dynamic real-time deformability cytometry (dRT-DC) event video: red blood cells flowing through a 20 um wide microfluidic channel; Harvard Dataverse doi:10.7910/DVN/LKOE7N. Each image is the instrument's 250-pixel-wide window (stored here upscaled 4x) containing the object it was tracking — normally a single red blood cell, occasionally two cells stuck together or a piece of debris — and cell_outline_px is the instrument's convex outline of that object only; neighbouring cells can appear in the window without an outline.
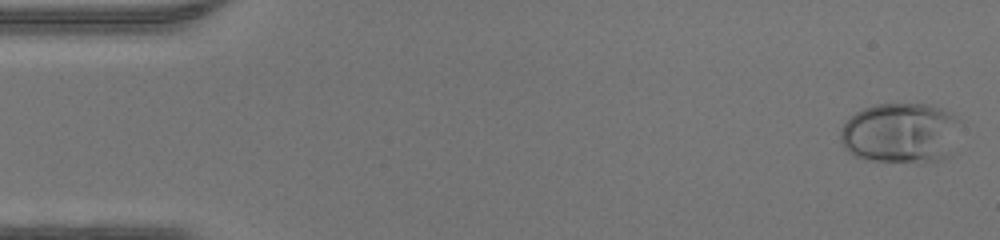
{"species": "human", "species_latin": "Homo sapiens", "temperature_condition": "warm", "stored_images_in_passage": 46, "camera_frame_rate_fps": 3000, "um_per_image_px": 0.085, "donor": {"sex": "male"}, "frame": {"image": 1, "passage_image": 1, "time_ms": 0.0, "image_size_px": [1000, 240], "cell_outline_px": [[960, 120], [952, 156], [944, 160], [920, 164], [916, 164], [868, 160], [856, 156], [844, 148], [840, 140], [840, 128], [856, 112], [864, 108], [876, 104], [928, 104], [952, 112]], "centroid_in_image_um": [76.6, 11.35], "position_along_channel_um": 8.4, "area_um2": 43.23}}
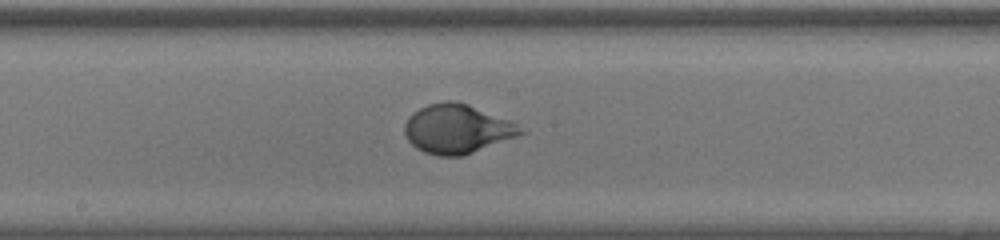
{"frame": {"image": 2, "passage_image": 24, "time_ms": 7.667, "image_size_px": [1000, 240], "cell_outline_px": [[528, 132], [472, 152], [460, 156], [440, 156], [424, 152], [416, 148], [408, 140], [404, 132], [404, 124], [408, 116], [412, 112], [428, 104], [444, 100], [456, 100], [468, 104], [508, 120], [516, 124]], "centroid_in_image_um": [38.81, 10.94], "position_along_channel_um": 209.4, "area_um2": 33.0}}
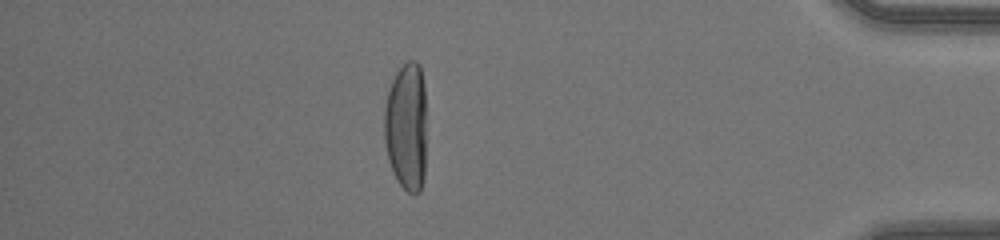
{"frame": {"image": 3, "passage_image": 40, "time_ms": 13.0, "image_size_px": [1000, 240], "cell_outline_px": [[424, 176], [420, 192], [416, 196], [408, 192], [396, 180], [392, 172], [388, 160], [384, 140], [384, 108], [388, 92], [392, 80], [396, 72], [408, 60], [416, 60], [420, 64], [424, 84]], "centroid_in_image_um": [34.52, 10.77], "position_along_channel_um": 400.7, "area_um2": 31.79}}